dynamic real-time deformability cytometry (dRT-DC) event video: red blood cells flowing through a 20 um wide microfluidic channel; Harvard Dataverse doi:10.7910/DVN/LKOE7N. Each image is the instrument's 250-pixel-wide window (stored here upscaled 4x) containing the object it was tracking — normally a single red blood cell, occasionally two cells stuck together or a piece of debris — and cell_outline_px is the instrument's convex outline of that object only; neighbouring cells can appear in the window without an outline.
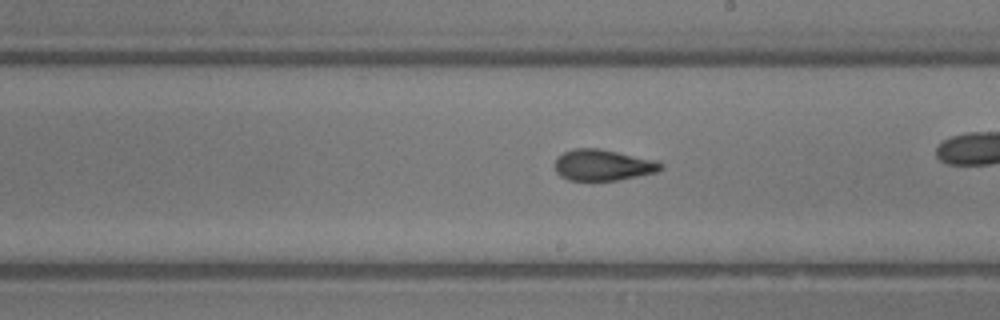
{"species": "common noctule bat (a hibernating species)", "species_latin": "Nyctalus noctula", "temperature_condition": "room temperature", "stored_images_in_passage": 36, "camera_frame_rate_fps": 3000, "um_per_image_px": 0.085, "animal": {"sex": "male", "body_mass_g": 13.3}, "frame": {"image": 1, "passage_image": 26, "time_ms": 8.333, "image_size_px": [1000, 320], "cell_outline_px": [[664, 168], [656, 172], [620, 180], [568, 180], [560, 176], [556, 172], [556, 156], [572, 148], [600, 148], [660, 160], [664, 164]], "centroid_in_image_um": [51.3, 14.01], "position_along_channel_um": 237.7, "area_um2": 19.59}}